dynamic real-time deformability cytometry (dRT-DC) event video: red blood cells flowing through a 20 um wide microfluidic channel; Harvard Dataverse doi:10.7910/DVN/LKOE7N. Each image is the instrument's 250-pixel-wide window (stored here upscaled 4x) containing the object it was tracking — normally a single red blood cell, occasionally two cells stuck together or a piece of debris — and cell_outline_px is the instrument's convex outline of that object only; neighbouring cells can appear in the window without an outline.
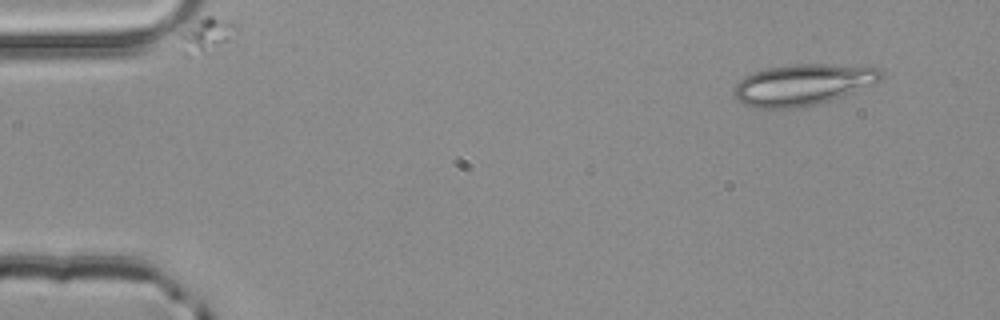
{"species": "common noctule bat (a hibernating species)", "species_latin": "Nyctalus noctula", "temperature_condition": "room temperature", "stored_images_in_passage": 3, "camera_frame_rate_fps": 3000, "um_per_image_px": 0.085, "animal": {"sex": "male", "body_mass_g": 20.4}, "frame": {"image": 1, "passage_image": 1, "time_ms": 0.0, "image_size_px": [1000, 320], "cell_outline_px": [[884, 76], [880, 80], [872, 84], [840, 96], [828, 100], [800, 108], [760, 108], [744, 104], [732, 92], [736, 84], [744, 76], [752, 72], [768, 68], [792, 64], [824, 64], [880, 68], [884, 72]], "centroid_in_image_um": [68.21, 7.18], "position_along_channel_um": 16.8, "area_um2": 34.8}}